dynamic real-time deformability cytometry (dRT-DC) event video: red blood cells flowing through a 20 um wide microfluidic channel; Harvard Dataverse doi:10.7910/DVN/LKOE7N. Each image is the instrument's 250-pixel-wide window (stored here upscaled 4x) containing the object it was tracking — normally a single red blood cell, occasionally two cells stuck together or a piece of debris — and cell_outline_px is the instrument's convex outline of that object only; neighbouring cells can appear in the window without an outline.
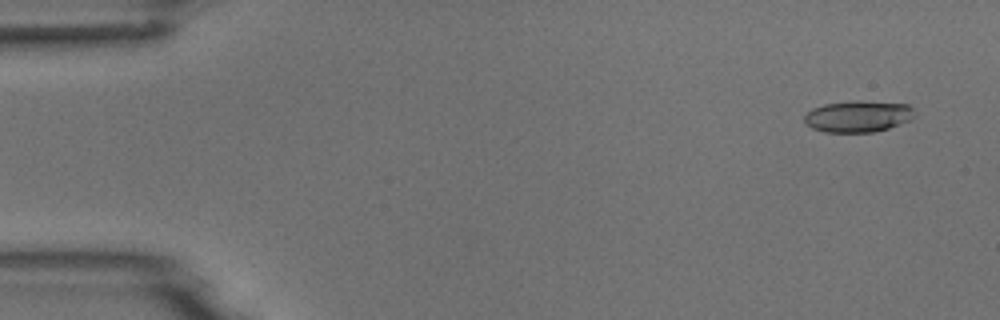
{"species": "common noctule bat (a hibernating species)", "species_latin": "Nyctalus noctula", "temperature_condition": "room temperature", "stored_images_in_passage": 6, "camera_frame_rate_fps": 3000, "um_per_image_px": 0.085, "animal": {"sex": "male", "body_mass_g": 18.8}, "frame": {"image": 1, "passage_image": 1, "time_ms": 0.0, "image_size_px": [1000, 320], "cell_outline_px": [[916, 112], [912, 120], [888, 128], [872, 132], [824, 132], [812, 128], [804, 120], [804, 116], [812, 108], [824, 104], [856, 100], [860, 100], [908, 104]], "centroid_in_image_um": [72.96, 9.88], "position_along_channel_um": 12.0, "area_um2": 20.35}}
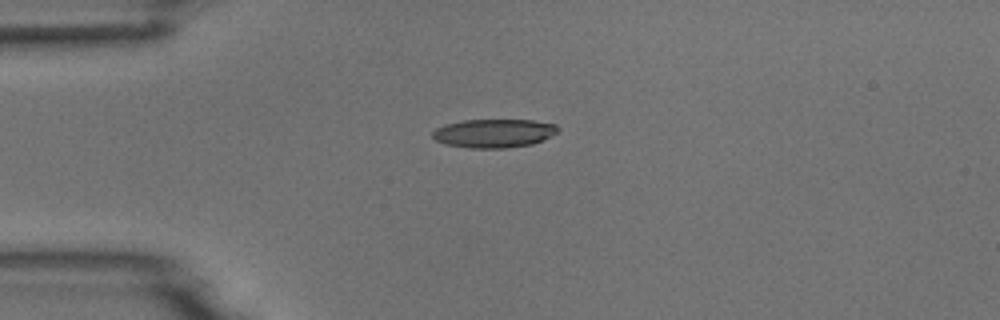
{"frame": {"image": 2, "passage_image": 4, "time_ms": 3.333, "image_size_px": [1000, 320], "cell_outline_px": [[560, 128], [556, 132], [532, 144], [504, 148], [468, 148], [444, 144], [436, 140], [432, 136], [432, 132], [436, 128], [444, 124], [464, 120], [532, 120], [556, 124]], "centroid_in_image_um": [41.93, 11.32], "position_along_channel_um": 43.1, "area_um2": 20.81}}